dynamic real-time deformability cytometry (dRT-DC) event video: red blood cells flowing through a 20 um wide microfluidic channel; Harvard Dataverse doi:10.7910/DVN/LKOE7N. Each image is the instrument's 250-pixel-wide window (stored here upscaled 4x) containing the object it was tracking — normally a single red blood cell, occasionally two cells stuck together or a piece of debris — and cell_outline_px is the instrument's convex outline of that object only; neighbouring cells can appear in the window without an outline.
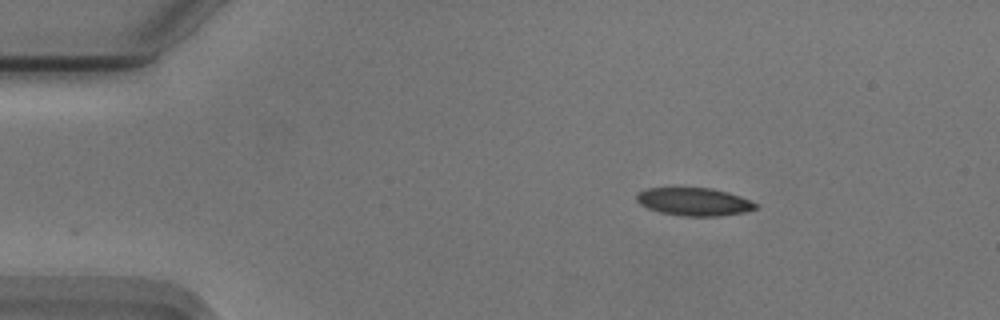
{"species": "Egyptian fruit bat (a non-hibernating species)", "species_latin": "Rousettus aegyptiacus", "temperature_condition": "cold", "stored_images_in_passage": 47, "camera_frame_rate_fps": 3000, "um_per_image_px": 0.085, "animal": {"sex": "male"}, "frame": {"image": 1, "passage_image": 1, "time_ms": 0.0, "image_size_px": [1000, 320], "cell_outline_px": [[760, 204], [756, 208], [744, 212], [720, 216], [684, 216], [660, 212], [648, 208], [640, 204], [636, 200], [636, 196], [640, 192], [648, 188], [712, 188], [728, 192], [740, 196]], "centroid_in_image_um": [59.03, 17.15], "position_along_channel_um": 26.0, "area_um2": 19.31}}
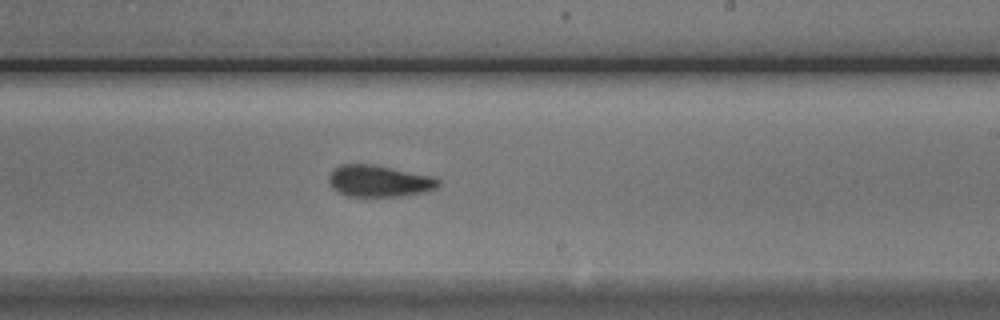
{"frame": {"image": 2, "passage_image": 25, "time_ms": 8.0, "image_size_px": [1000, 320], "cell_outline_px": [[440, 184], [436, 188], [424, 192], [400, 196], [348, 196], [336, 192], [332, 188], [328, 180], [328, 176], [332, 168], [340, 164], [376, 164], [436, 176], [440, 180]], "centroid_in_image_um": [32.22, 15.37], "position_along_channel_um": 256.8, "area_um2": 20.69}}
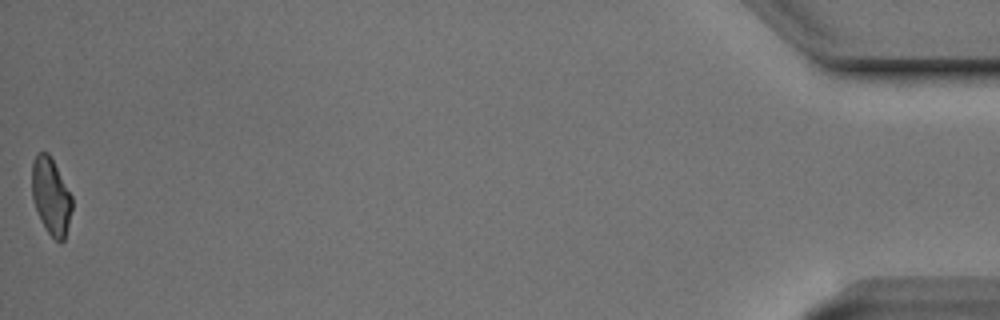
{"frame": {"image": 3, "passage_image": 47, "time_ms": 15.333, "image_size_px": [1000, 320], "cell_outline_px": [[72, 208], [64, 240], [60, 244], [48, 232], [32, 200], [32, 160], [36, 152], [48, 152], [72, 196]], "centroid_in_image_um": [4.32, 16.65], "position_along_channel_um": 430.9, "area_um2": 17.69}, "authors_computed_cell_mechanics": {"area_um2": 19.9988, "velocity_mm_per_s": 3.7306, "shape_relaxation_time_tau1_ms": 6.1906, "shape_relaxation_time_tau2_ms": 2.1474, "deformation_change_tau1": 0.1438, "deformation_change_tau2": 0.0577}}